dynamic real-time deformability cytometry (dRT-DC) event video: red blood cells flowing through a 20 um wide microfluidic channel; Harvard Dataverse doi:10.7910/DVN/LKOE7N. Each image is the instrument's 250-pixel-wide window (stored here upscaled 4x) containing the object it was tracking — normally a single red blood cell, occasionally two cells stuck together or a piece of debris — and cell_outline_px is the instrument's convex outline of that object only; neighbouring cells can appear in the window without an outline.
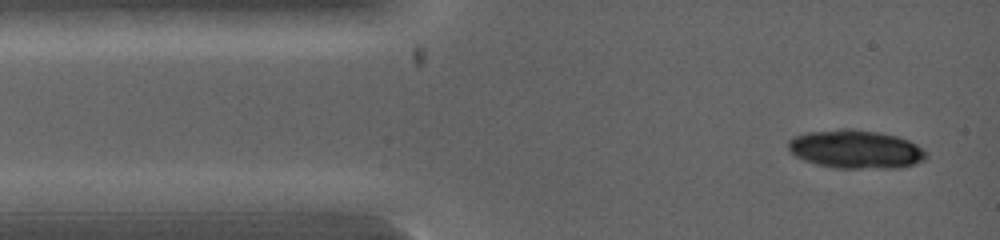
{"species": "common noctule bat (a hibernating species)", "species_latin": "Nyctalus noctula", "temperature_condition": "warm", "stored_images_in_passage": 3, "camera_frame_rate_fps": 5000, "um_per_image_px": 0.085, "animal": {"sex": "female", "body_mass_g": 19.0, "forearm_length_mm": 53.3}, "frame": {"image": 1, "passage_image": 1, "time_ms": 0.0, "image_size_px": [1000, 240], "cell_outline_px": [[928, 156], [924, 160], [916, 164], [900, 168], [832, 168], [816, 164], [804, 160], [796, 156], [788, 148], [788, 140], [796, 136], [808, 132], [840, 128], [852, 128], [876, 132], [896, 136], [908, 140], [916, 144], [928, 152]], "centroid_in_image_um": [72.76, 12.69], "position_along_channel_um": 12.2, "area_um2": 31.15}}